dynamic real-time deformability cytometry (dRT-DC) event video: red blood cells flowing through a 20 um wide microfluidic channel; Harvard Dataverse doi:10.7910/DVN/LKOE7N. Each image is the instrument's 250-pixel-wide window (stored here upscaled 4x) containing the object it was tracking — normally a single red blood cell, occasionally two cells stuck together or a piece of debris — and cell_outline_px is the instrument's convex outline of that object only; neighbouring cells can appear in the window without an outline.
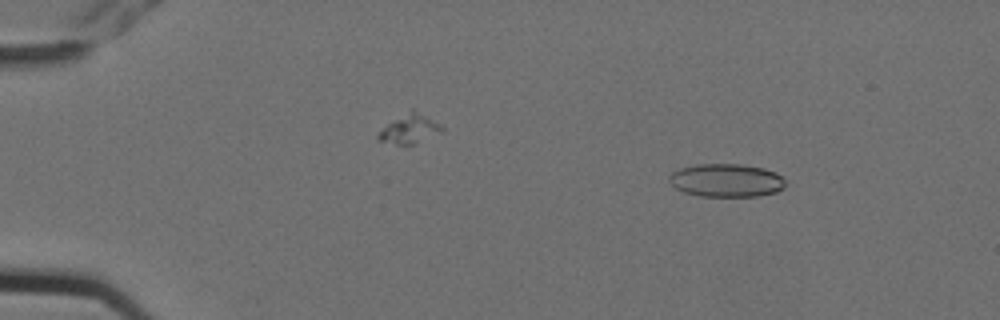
{"species": "Egyptian fruit bat (a non-hibernating species)", "species_latin": "Rousettus aegyptiacus", "temperature_condition": "cold", "stored_images_in_passage": 5, "camera_frame_rate_fps": 3000, "um_per_image_px": 0.085, "animal": {"sex": "female"}, "frame": {"image": 1, "passage_image": 2, "time_ms": 0.333, "image_size_px": [1000, 320], "cell_outline_px": [[784, 188], [776, 192], [756, 196], [700, 196], [684, 192], [676, 188], [668, 180], [668, 176], [672, 172], [680, 168], [696, 164], [740, 164], [764, 168], [776, 172], [784, 180]], "centroid_in_image_um": [61.72, 15.32], "position_along_channel_um": 23.3, "area_um2": 22.48}}
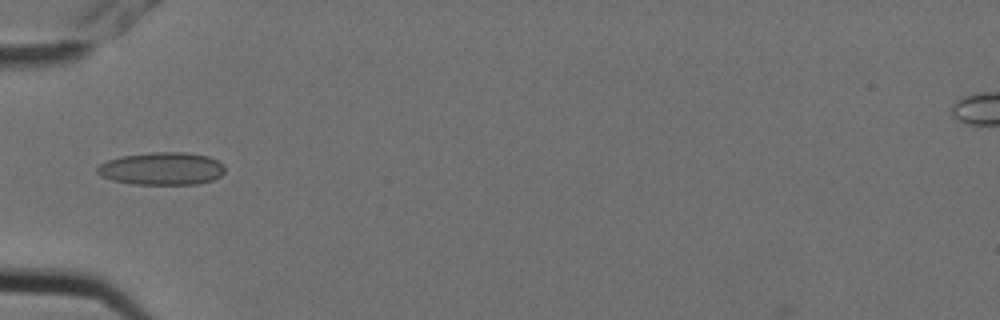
{"frame": {"image": 2, "passage_image": 5, "time_ms": 1.333, "image_size_px": [1000, 320], "cell_outline_px": [[224, 172], [220, 176], [212, 180], [196, 184], [132, 184], [112, 180], [100, 176], [96, 172], [96, 168], [100, 164], [108, 160], [124, 156], [152, 152], [184, 152], [208, 156], [224, 164]], "centroid_in_image_um": [13.75, 14.33], "position_along_channel_um": 71.3, "area_um2": 24.28}}